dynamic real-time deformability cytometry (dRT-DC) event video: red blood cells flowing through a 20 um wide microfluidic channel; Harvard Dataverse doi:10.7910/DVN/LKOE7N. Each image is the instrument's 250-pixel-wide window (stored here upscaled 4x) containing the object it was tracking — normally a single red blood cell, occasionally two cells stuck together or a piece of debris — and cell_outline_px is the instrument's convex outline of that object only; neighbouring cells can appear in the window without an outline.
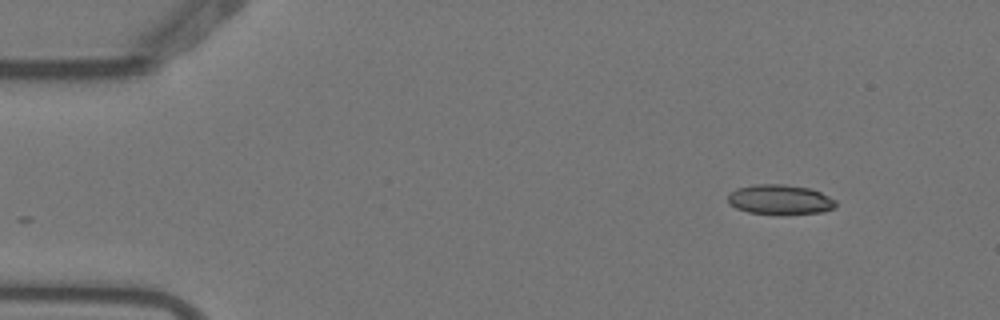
{"species": "Egyptian fruit bat (a non-hibernating species)", "species_latin": "Rousettus aegyptiacus", "temperature_condition": "warm", "stored_images_in_passage": 4, "camera_frame_rate_fps": 3000, "um_per_image_px": 0.085, "animal": {"sex": "female"}, "frame": {"image": 1, "passage_image": 1, "time_ms": 0.0, "image_size_px": [1000, 320], "cell_outline_px": [[836, 208], [824, 212], [780, 216], [748, 212], [736, 208], [728, 204], [728, 196], [736, 188], [756, 184], [784, 184], [808, 188], [820, 192], [836, 200]], "centroid_in_image_um": [66.31, 17.0], "position_along_channel_um": 18.7, "area_um2": 19.25}}
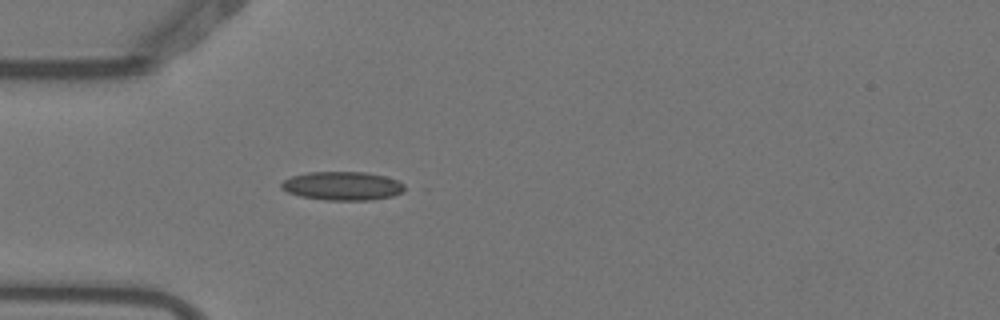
{"frame": {"image": 2, "passage_image": 4, "time_ms": 1.0, "image_size_px": [1000, 320], "cell_outline_px": [[412, 188], [404, 192], [392, 196], [372, 200], [324, 200], [300, 196], [288, 192], [280, 188], [280, 184], [284, 180], [292, 176], [308, 172], [368, 172], [384, 176], [396, 180]], "centroid_in_image_um": [29.16, 15.81], "position_along_channel_um": 55.8, "area_um2": 20.87}}